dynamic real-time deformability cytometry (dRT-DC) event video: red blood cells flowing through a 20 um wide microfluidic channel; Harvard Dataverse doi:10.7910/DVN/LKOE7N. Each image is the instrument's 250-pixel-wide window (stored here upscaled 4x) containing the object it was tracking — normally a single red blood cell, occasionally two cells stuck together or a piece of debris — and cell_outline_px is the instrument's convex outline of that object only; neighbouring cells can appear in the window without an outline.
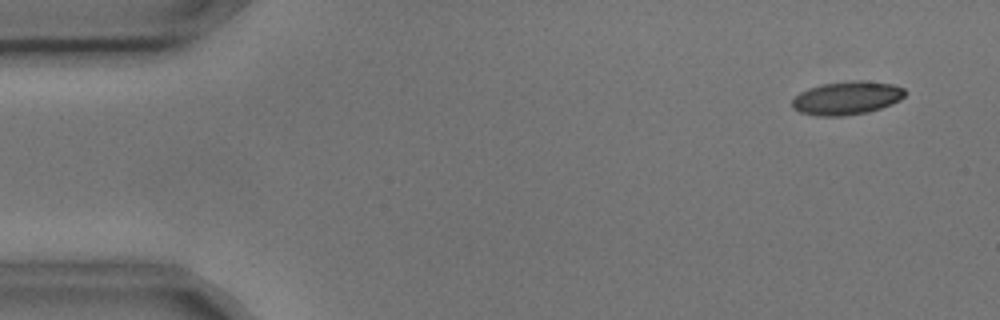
{"species": "common noctule bat (a hibernating species)", "species_latin": "Nyctalus noctula", "temperature_condition": "cold", "stored_images_in_passage": 4, "camera_frame_rate_fps": 3000, "um_per_image_px": 0.085, "animal": {"sex": "male", "body_mass_g": 17.9, "forearm_length_mm": 54.2}, "frame": {"image": 1, "passage_image": 1, "time_ms": 0.0, "image_size_px": [1000, 320], "cell_outline_px": [[904, 96], [900, 100], [880, 108], [868, 112], [844, 116], [816, 116], [800, 112], [792, 108], [792, 100], [800, 92], [808, 88], [820, 84], [856, 80], [864, 80], [892, 84], [904, 88]], "centroid_in_image_um": [71.95, 8.33], "position_along_channel_um": 13.0, "area_um2": 21.96}}